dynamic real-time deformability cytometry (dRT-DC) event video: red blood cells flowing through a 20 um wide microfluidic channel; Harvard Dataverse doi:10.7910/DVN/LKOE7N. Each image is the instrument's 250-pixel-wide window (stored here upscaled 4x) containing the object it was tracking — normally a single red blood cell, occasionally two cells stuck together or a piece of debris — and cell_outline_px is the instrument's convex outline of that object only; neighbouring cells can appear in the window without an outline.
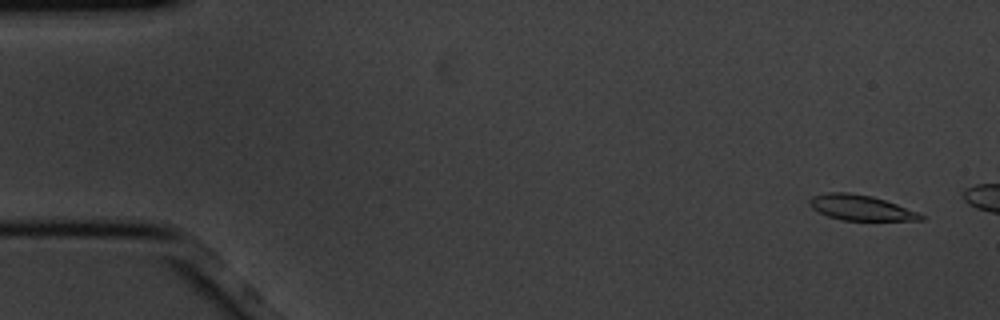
{"species": "common noctule bat (a hibernating species)", "species_latin": "Nyctalus noctula", "temperature_condition": "cold", "stored_images_in_passage": 6, "camera_frame_rate_fps": 3000, "um_per_image_px": 0.085, "animal": {"sex": "male", "body_mass_g": 20.1, "forearm_length_mm": 53.5}, "frame": {"image": 1, "passage_image": 1, "time_ms": 0.0, "image_size_px": [1000, 320], "cell_outline_px": [[924, 220], [844, 220], [828, 216], [812, 208], [808, 204], [808, 200], [812, 196], [824, 192], [848, 192], [872, 196], [896, 204], [916, 212], [924, 216]], "centroid_in_image_um": [73.1, 17.64], "position_along_channel_um": 11.9, "area_um2": 16.24}}
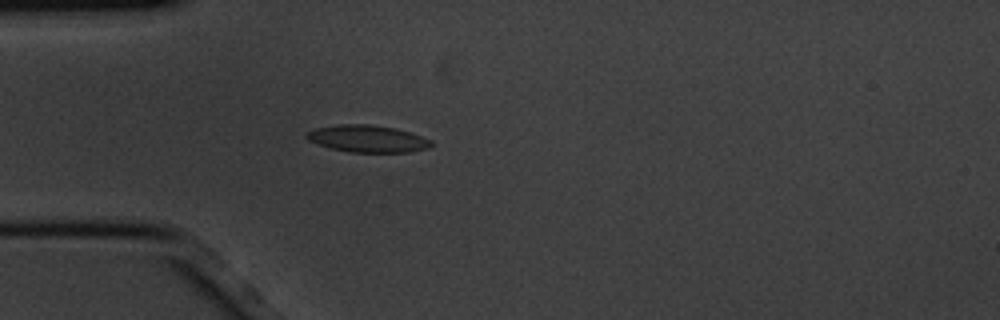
{"frame": {"image": 2, "passage_image": 6, "time_ms": 1.667, "image_size_px": [1000, 320], "cell_outline_px": [[432, 144], [428, 148], [408, 152], [348, 152], [332, 148], [308, 140], [304, 136], [304, 132], [316, 128], [340, 124], [368, 124], [396, 128], [432, 140]], "centroid_in_image_um": [31.21, 11.78], "position_along_channel_um": 53.8, "area_um2": 19.54}}